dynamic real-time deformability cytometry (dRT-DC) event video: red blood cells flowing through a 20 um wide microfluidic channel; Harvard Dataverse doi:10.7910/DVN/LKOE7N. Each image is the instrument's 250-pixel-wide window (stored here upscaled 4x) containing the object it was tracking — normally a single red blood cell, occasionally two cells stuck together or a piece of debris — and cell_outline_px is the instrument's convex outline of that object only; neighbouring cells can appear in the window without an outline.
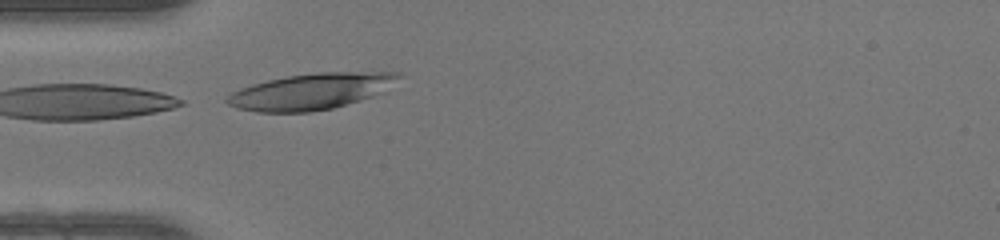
{"species": "human", "species_latin": "Homo sapiens", "temperature_condition": "warm", "stored_images_in_passage": 3, "camera_frame_rate_fps": 3000, "um_per_image_px": 0.085, "donor": {"sex": "female"}, "frame": {"image": 1, "passage_image": 3, "time_ms": 0.667, "image_size_px": [1000, 240], "cell_outline_px": [[400, 76], [384, 92], [372, 96], [332, 108], [308, 112], [256, 112], [236, 108], [228, 104], [224, 100], [232, 92], [240, 88], [252, 84], [268, 80], [288, 76], [320, 72], [400, 72]], "centroid_in_image_um": [26.4, 7.77], "position_along_channel_um": 58.6, "area_um2": 35.78}}